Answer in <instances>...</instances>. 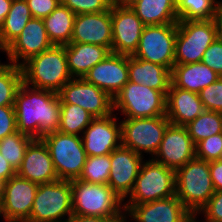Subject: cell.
<instances>
[{
    "mask_svg": "<svg viewBox=\"0 0 222 222\" xmlns=\"http://www.w3.org/2000/svg\"><path fill=\"white\" fill-rule=\"evenodd\" d=\"M28 86L58 93L73 77L68 68L65 45H53L21 65Z\"/></svg>",
    "mask_w": 222,
    "mask_h": 222,
    "instance_id": "2",
    "label": "cell"
},
{
    "mask_svg": "<svg viewBox=\"0 0 222 222\" xmlns=\"http://www.w3.org/2000/svg\"><path fill=\"white\" fill-rule=\"evenodd\" d=\"M32 18L25 0H13L11 9L0 25V49L4 51Z\"/></svg>",
    "mask_w": 222,
    "mask_h": 222,
    "instance_id": "29",
    "label": "cell"
},
{
    "mask_svg": "<svg viewBox=\"0 0 222 222\" xmlns=\"http://www.w3.org/2000/svg\"><path fill=\"white\" fill-rule=\"evenodd\" d=\"M15 175L16 171L0 153V181L5 182Z\"/></svg>",
    "mask_w": 222,
    "mask_h": 222,
    "instance_id": "45",
    "label": "cell"
},
{
    "mask_svg": "<svg viewBox=\"0 0 222 222\" xmlns=\"http://www.w3.org/2000/svg\"><path fill=\"white\" fill-rule=\"evenodd\" d=\"M16 174L37 184L58 180L47 145L42 139H33Z\"/></svg>",
    "mask_w": 222,
    "mask_h": 222,
    "instance_id": "22",
    "label": "cell"
},
{
    "mask_svg": "<svg viewBox=\"0 0 222 222\" xmlns=\"http://www.w3.org/2000/svg\"><path fill=\"white\" fill-rule=\"evenodd\" d=\"M179 20L214 19L222 0H175Z\"/></svg>",
    "mask_w": 222,
    "mask_h": 222,
    "instance_id": "31",
    "label": "cell"
},
{
    "mask_svg": "<svg viewBox=\"0 0 222 222\" xmlns=\"http://www.w3.org/2000/svg\"><path fill=\"white\" fill-rule=\"evenodd\" d=\"M201 62L222 77V42L220 40L216 38L211 43L204 52Z\"/></svg>",
    "mask_w": 222,
    "mask_h": 222,
    "instance_id": "40",
    "label": "cell"
},
{
    "mask_svg": "<svg viewBox=\"0 0 222 222\" xmlns=\"http://www.w3.org/2000/svg\"><path fill=\"white\" fill-rule=\"evenodd\" d=\"M73 215L124 219L123 199L108 184L71 180Z\"/></svg>",
    "mask_w": 222,
    "mask_h": 222,
    "instance_id": "3",
    "label": "cell"
},
{
    "mask_svg": "<svg viewBox=\"0 0 222 222\" xmlns=\"http://www.w3.org/2000/svg\"><path fill=\"white\" fill-rule=\"evenodd\" d=\"M217 38L213 19L179 20L175 40V64L199 63Z\"/></svg>",
    "mask_w": 222,
    "mask_h": 222,
    "instance_id": "10",
    "label": "cell"
},
{
    "mask_svg": "<svg viewBox=\"0 0 222 222\" xmlns=\"http://www.w3.org/2000/svg\"><path fill=\"white\" fill-rule=\"evenodd\" d=\"M195 146L212 135L222 133V113L204 110L196 119L185 125Z\"/></svg>",
    "mask_w": 222,
    "mask_h": 222,
    "instance_id": "32",
    "label": "cell"
},
{
    "mask_svg": "<svg viewBox=\"0 0 222 222\" xmlns=\"http://www.w3.org/2000/svg\"><path fill=\"white\" fill-rule=\"evenodd\" d=\"M196 158L208 162L221 159L222 155V133L207 137L196 146Z\"/></svg>",
    "mask_w": 222,
    "mask_h": 222,
    "instance_id": "37",
    "label": "cell"
},
{
    "mask_svg": "<svg viewBox=\"0 0 222 222\" xmlns=\"http://www.w3.org/2000/svg\"><path fill=\"white\" fill-rule=\"evenodd\" d=\"M71 42L105 46L111 51V7L100 13L76 15Z\"/></svg>",
    "mask_w": 222,
    "mask_h": 222,
    "instance_id": "21",
    "label": "cell"
},
{
    "mask_svg": "<svg viewBox=\"0 0 222 222\" xmlns=\"http://www.w3.org/2000/svg\"><path fill=\"white\" fill-rule=\"evenodd\" d=\"M171 196H175V170L148 158L143 161L134 187L123 203L142 204Z\"/></svg>",
    "mask_w": 222,
    "mask_h": 222,
    "instance_id": "5",
    "label": "cell"
},
{
    "mask_svg": "<svg viewBox=\"0 0 222 222\" xmlns=\"http://www.w3.org/2000/svg\"><path fill=\"white\" fill-rule=\"evenodd\" d=\"M195 157V144L186 127L169 124L160 147L152 159L176 171Z\"/></svg>",
    "mask_w": 222,
    "mask_h": 222,
    "instance_id": "17",
    "label": "cell"
},
{
    "mask_svg": "<svg viewBox=\"0 0 222 222\" xmlns=\"http://www.w3.org/2000/svg\"><path fill=\"white\" fill-rule=\"evenodd\" d=\"M33 18L43 19L60 4V0H25Z\"/></svg>",
    "mask_w": 222,
    "mask_h": 222,
    "instance_id": "42",
    "label": "cell"
},
{
    "mask_svg": "<svg viewBox=\"0 0 222 222\" xmlns=\"http://www.w3.org/2000/svg\"><path fill=\"white\" fill-rule=\"evenodd\" d=\"M204 110L198 93L170 84L166 94V117L170 124L185 126L196 119Z\"/></svg>",
    "mask_w": 222,
    "mask_h": 222,
    "instance_id": "23",
    "label": "cell"
},
{
    "mask_svg": "<svg viewBox=\"0 0 222 222\" xmlns=\"http://www.w3.org/2000/svg\"><path fill=\"white\" fill-rule=\"evenodd\" d=\"M167 93L128 81L113 98V110L125 118L164 116Z\"/></svg>",
    "mask_w": 222,
    "mask_h": 222,
    "instance_id": "6",
    "label": "cell"
},
{
    "mask_svg": "<svg viewBox=\"0 0 222 222\" xmlns=\"http://www.w3.org/2000/svg\"><path fill=\"white\" fill-rule=\"evenodd\" d=\"M22 80L21 66L0 64V106H14L15 95Z\"/></svg>",
    "mask_w": 222,
    "mask_h": 222,
    "instance_id": "33",
    "label": "cell"
},
{
    "mask_svg": "<svg viewBox=\"0 0 222 222\" xmlns=\"http://www.w3.org/2000/svg\"><path fill=\"white\" fill-rule=\"evenodd\" d=\"M66 222H129L127 219H109L94 216L72 215Z\"/></svg>",
    "mask_w": 222,
    "mask_h": 222,
    "instance_id": "44",
    "label": "cell"
},
{
    "mask_svg": "<svg viewBox=\"0 0 222 222\" xmlns=\"http://www.w3.org/2000/svg\"><path fill=\"white\" fill-rule=\"evenodd\" d=\"M209 169L214 190H222V160L209 162Z\"/></svg>",
    "mask_w": 222,
    "mask_h": 222,
    "instance_id": "43",
    "label": "cell"
},
{
    "mask_svg": "<svg viewBox=\"0 0 222 222\" xmlns=\"http://www.w3.org/2000/svg\"><path fill=\"white\" fill-rule=\"evenodd\" d=\"M17 132L14 106H0V140Z\"/></svg>",
    "mask_w": 222,
    "mask_h": 222,
    "instance_id": "41",
    "label": "cell"
},
{
    "mask_svg": "<svg viewBox=\"0 0 222 222\" xmlns=\"http://www.w3.org/2000/svg\"><path fill=\"white\" fill-rule=\"evenodd\" d=\"M41 139L47 145L58 179H79L88 157L81 136L55 131Z\"/></svg>",
    "mask_w": 222,
    "mask_h": 222,
    "instance_id": "8",
    "label": "cell"
},
{
    "mask_svg": "<svg viewBox=\"0 0 222 222\" xmlns=\"http://www.w3.org/2000/svg\"><path fill=\"white\" fill-rule=\"evenodd\" d=\"M197 220V221H196ZM190 222H199V218L197 219L195 216L190 220Z\"/></svg>",
    "mask_w": 222,
    "mask_h": 222,
    "instance_id": "50",
    "label": "cell"
},
{
    "mask_svg": "<svg viewBox=\"0 0 222 222\" xmlns=\"http://www.w3.org/2000/svg\"><path fill=\"white\" fill-rule=\"evenodd\" d=\"M216 27L217 39L222 42V5L219 7L216 16L213 19Z\"/></svg>",
    "mask_w": 222,
    "mask_h": 222,
    "instance_id": "46",
    "label": "cell"
},
{
    "mask_svg": "<svg viewBox=\"0 0 222 222\" xmlns=\"http://www.w3.org/2000/svg\"><path fill=\"white\" fill-rule=\"evenodd\" d=\"M118 114L94 118L83 131L81 139L87 156L107 155L122 145Z\"/></svg>",
    "mask_w": 222,
    "mask_h": 222,
    "instance_id": "16",
    "label": "cell"
},
{
    "mask_svg": "<svg viewBox=\"0 0 222 222\" xmlns=\"http://www.w3.org/2000/svg\"><path fill=\"white\" fill-rule=\"evenodd\" d=\"M128 75L130 82L159 91H168L171 84L170 69L133 56H128Z\"/></svg>",
    "mask_w": 222,
    "mask_h": 222,
    "instance_id": "26",
    "label": "cell"
},
{
    "mask_svg": "<svg viewBox=\"0 0 222 222\" xmlns=\"http://www.w3.org/2000/svg\"><path fill=\"white\" fill-rule=\"evenodd\" d=\"M125 219L135 222H189L194 215L177 196L146 202L124 204Z\"/></svg>",
    "mask_w": 222,
    "mask_h": 222,
    "instance_id": "15",
    "label": "cell"
},
{
    "mask_svg": "<svg viewBox=\"0 0 222 222\" xmlns=\"http://www.w3.org/2000/svg\"><path fill=\"white\" fill-rule=\"evenodd\" d=\"M66 59L73 78H81L97 63L103 61L110 50L105 46L70 42L65 45Z\"/></svg>",
    "mask_w": 222,
    "mask_h": 222,
    "instance_id": "24",
    "label": "cell"
},
{
    "mask_svg": "<svg viewBox=\"0 0 222 222\" xmlns=\"http://www.w3.org/2000/svg\"><path fill=\"white\" fill-rule=\"evenodd\" d=\"M112 45L111 52L132 56L137 50L145 27L141 19L125 1L111 5Z\"/></svg>",
    "mask_w": 222,
    "mask_h": 222,
    "instance_id": "12",
    "label": "cell"
},
{
    "mask_svg": "<svg viewBox=\"0 0 222 222\" xmlns=\"http://www.w3.org/2000/svg\"><path fill=\"white\" fill-rule=\"evenodd\" d=\"M53 46L40 18H31L20 35L3 51L7 62L21 66L29 58Z\"/></svg>",
    "mask_w": 222,
    "mask_h": 222,
    "instance_id": "18",
    "label": "cell"
},
{
    "mask_svg": "<svg viewBox=\"0 0 222 222\" xmlns=\"http://www.w3.org/2000/svg\"><path fill=\"white\" fill-rule=\"evenodd\" d=\"M176 36L177 23L145 26L132 56L172 70L175 64Z\"/></svg>",
    "mask_w": 222,
    "mask_h": 222,
    "instance_id": "11",
    "label": "cell"
},
{
    "mask_svg": "<svg viewBox=\"0 0 222 222\" xmlns=\"http://www.w3.org/2000/svg\"><path fill=\"white\" fill-rule=\"evenodd\" d=\"M221 76L202 62L174 64L171 70V84L191 92L199 93Z\"/></svg>",
    "mask_w": 222,
    "mask_h": 222,
    "instance_id": "25",
    "label": "cell"
},
{
    "mask_svg": "<svg viewBox=\"0 0 222 222\" xmlns=\"http://www.w3.org/2000/svg\"><path fill=\"white\" fill-rule=\"evenodd\" d=\"M83 78L114 98L129 81L128 55L110 52L103 61L93 66Z\"/></svg>",
    "mask_w": 222,
    "mask_h": 222,
    "instance_id": "19",
    "label": "cell"
},
{
    "mask_svg": "<svg viewBox=\"0 0 222 222\" xmlns=\"http://www.w3.org/2000/svg\"><path fill=\"white\" fill-rule=\"evenodd\" d=\"M70 180L39 184L30 217L32 222H66L72 215Z\"/></svg>",
    "mask_w": 222,
    "mask_h": 222,
    "instance_id": "7",
    "label": "cell"
},
{
    "mask_svg": "<svg viewBox=\"0 0 222 222\" xmlns=\"http://www.w3.org/2000/svg\"><path fill=\"white\" fill-rule=\"evenodd\" d=\"M11 222H32L30 220H16V221H11Z\"/></svg>",
    "mask_w": 222,
    "mask_h": 222,
    "instance_id": "49",
    "label": "cell"
},
{
    "mask_svg": "<svg viewBox=\"0 0 222 222\" xmlns=\"http://www.w3.org/2000/svg\"><path fill=\"white\" fill-rule=\"evenodd\" d=\"M57 95L60 103L79 105L94 118L107 117L114 113L113 98L83 77L72 78Z\"/></svg>",
    "mask_w": 222,
    "mask_h": 222,
    "instance_id": "13",
    "label": "cell"
},
{
    "mask_svg": "<svg viewBox=\"0 0 222 222\" xmlns=\"http://www.w3.org/2000/svg\"><path fill=\"white\" fill-rule=\"evenodd\" d=\"M110 163L111 153L103 156H88L79 179L87 183L108 184Z\"/></svg>",
    "mask_w": 222,
    "mask_h": 222,
    "instance_id": "35",
    "label": "cell"
},
{
    "mask_svg": "<svg viewBox=\"0 0 222 222\" xmlns=\"http://www.w3.org/2000/svg\"><path fill=\"white\" fill-rule=\"evenodd\" d=\"M121 124V143L144 157V153L153 158L157 153L164 132L170 124L164 116L146 118H124Z\"/></svg>",
    "mask_w": 222,
    "mask_h": 222,
    "instance_id": "9",
    "label": "cell"
},
{
    "mask_svg": "<svg viewBox=\"0 0 222 222\" xmlns=\"http://www.w3.org/2000/svg\"><path fill=\"white\" fill-rule=\"evenodd\" d=\"M145 26L178 23L175 0H124Z\"/></svg>",
    "mask_w": 222,
    "mask_h": 222,
    "instance_id": "27",
    "label": "cell"
},
{
    "mask_svg": "<svg viewBox=\"0 0 222 222\" xmlns=\"http://www.w3.org/2000/svg\"><path fill=\"white\" fill-rule=\"evenodd\" d=\"M39 184L17 174L4 182L0 200L1 219L4 222L27 220L30 217Z\"/></svg>",
    "mask_w": 222,
    "mask_h": 222,
    "instance_id": "14",
    "label": "cell"
},
{
    "mask_svg": "<svg viewBox=\"0 0 222 222\" xmlns=\"http://www.w3.org/2000/svg\"><path fill=\"white\" fill-rule=\"evenodd\" d=\"M203 214L200 222H222V190L215 191L209 201L198 211L196 218Z\"/></svg>",
    "mask_w": 222,
    "mask_h": 222,
    "instance_id": "39",
    "label": "cell"
},
{
    "mask_svg": "<svg viewBox=\"0 0 222 222\" xmlns=\"http://www.w3.org/2000/svg\"><path fill=\"white\" fill-rule=\"evenodd\" d=\"M3 187H4V182L0 181V200H1L2 194H3Z\"/></svg>",
    "mask_w": 222,
    "mask_h": 222,
    "instance_id": "48",
    "label": "cell"
},
{
    "mask_svg": "<svg viewBox=\"0 0 222 222\" xmlns=\"http://www.w3.org/2000/svg\"><path fill=\"white\" fill-rule=\"evenodd\" d=\"M115 0H60V4L68 7L75 15L100 13L110 9Z\"/></svg>",
    "mask_w": 222,
    "mask_h": 222,
    "instance_id": "36",
    "label": "cell"
},
{
    "mask_svg": "<svg viewBox=\"0 0 222 222\" xmlns=\"http://www.w3.org/2000/svg\"><path fill=\"white\" fill-rule=\"evenodd\" d=\"M214 193L208 161L195 157L175 171V195L194 216Z\"/></svg>",
    "mask_w": 222,
    "mask_h": 222,
    "instance_id": "4",
    "label": "cell"
},
{
    "mask_svg": "<svg viewBox=\"0 0 222 222\" xmlns=\"http://www.w3.org/2000/svg\"><path fill=\"white\" fill-rule=\"evenodd\" d=\"M76 15L61 4L43 22L49 40L53 45H66L71 42Z\"/></svg>",
    "mask_w": 222,
    "mask_h": 222,
    "instance_id": "28",
    "label": "cell"
},
{
    "mask_svg": "<svg viewBox=\"0 0 222 222\" xmlns=\"http://www.w3.org/2000/svg\"><path fill=\"white\" fill-rule=\"evenodd\" d=\"M198 94L205 110L222 113V77Z\"/></svg>",
    "mask_w": 222,
    "mask_h": 222,
    "instance_id": "38",
    "label": "cell"
},
{
    "mask_svg": "<svg viewBox=\"0 0 222 222\" xmlns=\"http://www.w3.org/2000/svg\"><path fill=\"white\" fill-rule=\"evenodd\" d=\"M14 110L17 131L33 139L58 131L60 123V99L56 92L37 89L21 83Z\"/></svg>",
    "mask_w": 222,
    "mask_h": 222,
    "instance_id": "1",
    "label": "cell"
},
{
    "mask_svg": "<svg viewBox=\"0 0 222 222\" xmlns=\"http://www.w3.org/2000/svg\"><path fill=\"white\" fill-rule=\"evenodd\" d=\"M94 117L79 105L60 103L58 131L81 136Z\"/></svg>",
    "mask_w": 222,
    "mask_h": 222,
    "instance_id": "30",
    "label": "cell"
},
{
    "mask_svg": "<svg viewBox=\"0 0 222 222\" xmlns=\"http://www.w3.org/2000/svg\"><path fill=\"white\" fill-rule=\"evenodd\" d=\"M144 157L122 145L111 152L108 185L123 200L134 187Z\"/></svg>",
    "mask_w": 222,
    "mask_h": 222,
    "instance_id": "20",
    "label": "cell"
},
{
    "mask_svg": "<svg viewBox=\"0 0 222 222\" xmlns=\"http://www.w3.org/2000/svg\"><path fill=\"white\" fill-rule=\"evenodd\" d=\"M13 0H0V25L4 22L5 17L11 9Z\"/></svg>",
    "mask_w": 222,
    "mask_h": 222,
    "instance_id": "47",
    "label": "cell"
},
{
    "mask_svg": "<svg viewBox=\"0 0 222 222\" xmlns=\"http://www.w3.org/2000/svg\"><path fill=\"white\" fill-rule=\"evenodd\" d=\"M32 140V137L19 131L0 140V153L15 171L20 168L27 146Z\"/></svg>",
    "mask_w": 222,
    "mask_h": 222,
    "instance_id": "34",
    "label": "cell"
}]
</instances>
